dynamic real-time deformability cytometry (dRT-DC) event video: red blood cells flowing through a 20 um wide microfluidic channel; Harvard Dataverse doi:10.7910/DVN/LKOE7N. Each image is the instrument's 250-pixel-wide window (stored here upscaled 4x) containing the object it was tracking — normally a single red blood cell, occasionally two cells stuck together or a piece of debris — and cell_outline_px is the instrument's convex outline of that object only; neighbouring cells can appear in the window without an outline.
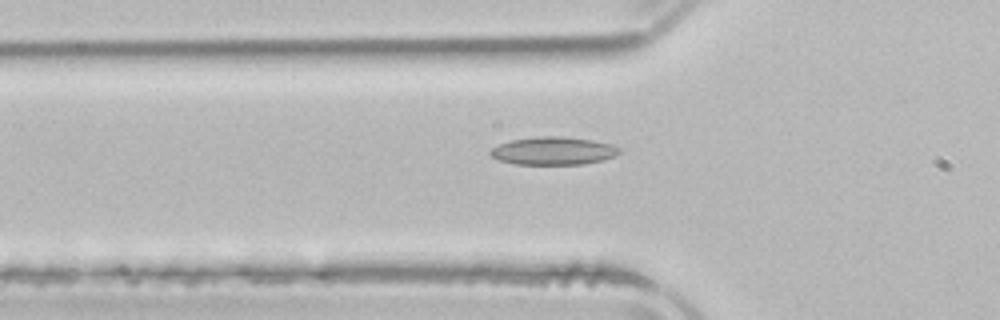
{"species": "common noctule bat (a hibernating species)", "species_latin": "Nyctalus noctula", "temperature_condition": "room temperature", "stored_images_in_passage": 6, "segment_of_instrument_passage": [2, 2], "camera_frame_rate_fps": 3000, "um_per_image_px": 0.085, "animal": {"sex": "male", "body_mass_g": 21.5, "forearm_length_mm": 52.0}, "frame": {"image": 1, "passage_image": 6, "time_ms": 8.0, "image_size_px": [1000, 320], "cell_outline_px": [[620, 152], [616, 156], [604, 160], [584, 164], [512, 164], [500, 160], [492, 156], [488, 152], [492, 148], [500, 144], [512, 140], [544, 136], [560, 136], [592, 140], [612, 144], [620, 148]], "centroid_in_image_um": [47.07, 12.83], "position_along_channel_um": 78.7, "area_um2": 20.92}}